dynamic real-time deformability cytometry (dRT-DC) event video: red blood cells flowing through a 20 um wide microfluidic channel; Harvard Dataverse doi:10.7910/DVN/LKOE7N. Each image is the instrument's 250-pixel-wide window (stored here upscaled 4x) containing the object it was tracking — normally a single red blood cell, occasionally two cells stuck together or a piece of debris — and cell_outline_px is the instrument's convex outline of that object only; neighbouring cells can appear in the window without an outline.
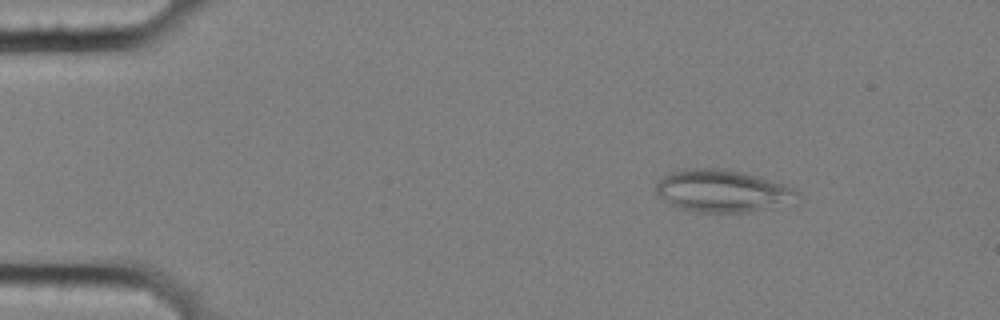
{"species": "common noctule bat (a hibernating species)", "species_latin": "Nyctalus noctula", "temperature_condition": "cold", "stored_images_in_passage": 8, "camera_frame_rate_fps": 3000, "um_per_image_px": 0.085, "animal": {"sex": "female", "body_mass_g": 25.1}, "frame": {"image": 1, "passage_image": 3, "time_ms": 0.667, "image_size_px": [1000, 320], "cell_outline_px": [[800, 192], [764, 208], [748, 212], [700, 212], [680, 208], [668, 204], [656, 192], [656, 184], [664, 176], [672, 172], [696, 168], [720, 168], [744, 172], [788, 184], [796, 188]], "centroid_in_image_um": [61.3, 16.2], "position_along_channel_um": 23.7, "area_um2": 33.81}}